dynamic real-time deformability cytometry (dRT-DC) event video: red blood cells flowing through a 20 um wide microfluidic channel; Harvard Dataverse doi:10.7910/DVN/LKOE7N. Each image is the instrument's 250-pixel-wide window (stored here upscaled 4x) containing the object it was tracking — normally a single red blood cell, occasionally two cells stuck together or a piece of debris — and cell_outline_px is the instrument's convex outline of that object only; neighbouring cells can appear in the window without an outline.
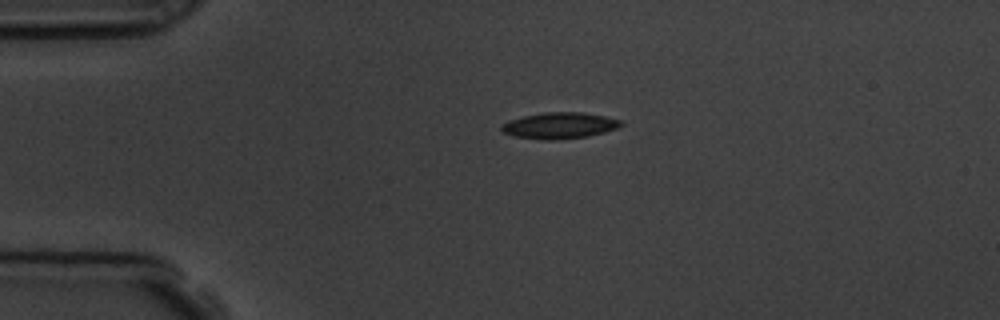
{"species": "common noctule bat (a hibernating species)", "species_latin": "Nyctalus noctula", "temperature_condition": "room temperature", "stored_images_in_passage": 37, "camera_frame_rate_fps": 3000, "um_per_image_px": 0.085, "animal": {"sex": "male", "body_mass_g": 19.5, "forearm_length_mm": 54.6}, "frame": {"image": 1, "passage_image": 2, "time_ms": 0.333, "image_size_px": [1000, 320], "cell_outline_px": [[624, 124], [616, 128], [604, 132], [588, 136], [556, 140], [548, 140], [516, 136], [504, 132], [500, 128], [508, 120], [524, 116], [544, 112], [580, 112], [604, 116], [620, 120]], "centroid_in_image_um": [47.57, 10.66], "position_along_channel_um": 37.4, "area_um2": 17.98}}
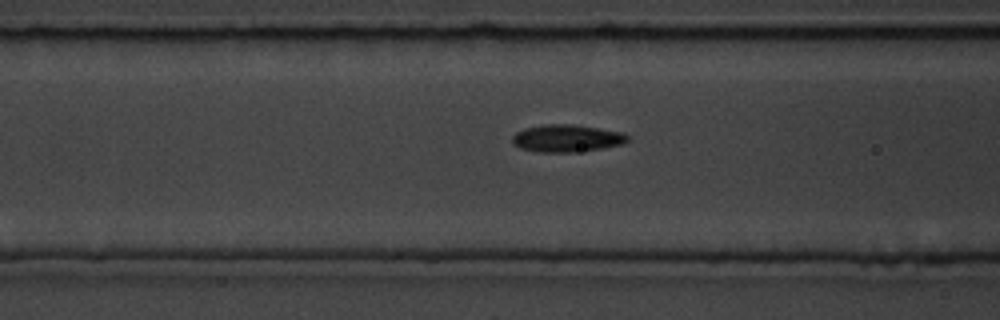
{"frame": {"image": 2, "passage_image": 11, "time_ms": 3.333, "image_size_px": [1000, 320], "cell_outline_px": [[628, 140], [620, 144], [600, 148], [572, 152], [536, 152], [520, 148], [512, 144], [512, 136], [516, 132], [524, 128], [544, 124], [572, 124], [620, 132], [628, 136]], "centroid_in_image_um": [48.08, 11.75], "position_along_channel_um": 118.5, "area_um2": 18.15}}
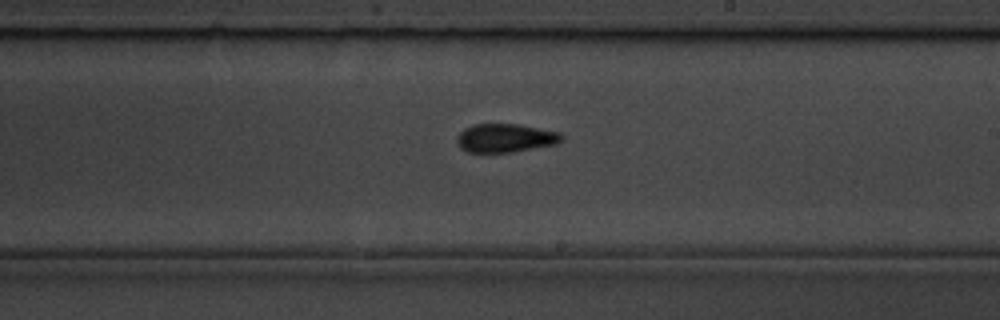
{"frame": {"image": 3, "passage_image": 21, "time_ms": 6.667, "image_size_px": [1000, 320], "cell_outline_px": [[564, 136], [556, 144], [512, 152], [468, 152], [460, 148], [456, 144], [456, 136], [464, 128], [472, 124], [516, 124], [560, 132]], "centroid_in_image_um": [42.9, 11.73], "position_along_channel_um": 246.1, "area_um2": 17.46}, "authors_computed_cell_mechanics": {"area_um2": 17.5134, "velocity_mm_per_s": 3.8333, "shape_relaxation_time_tau1_ms": 3.3602, "shape_relaxation_time_tau2_ms": 2.0844, "deformation_change_tau1": 0.1123, "deformation_change_tau2": 0.0749}}